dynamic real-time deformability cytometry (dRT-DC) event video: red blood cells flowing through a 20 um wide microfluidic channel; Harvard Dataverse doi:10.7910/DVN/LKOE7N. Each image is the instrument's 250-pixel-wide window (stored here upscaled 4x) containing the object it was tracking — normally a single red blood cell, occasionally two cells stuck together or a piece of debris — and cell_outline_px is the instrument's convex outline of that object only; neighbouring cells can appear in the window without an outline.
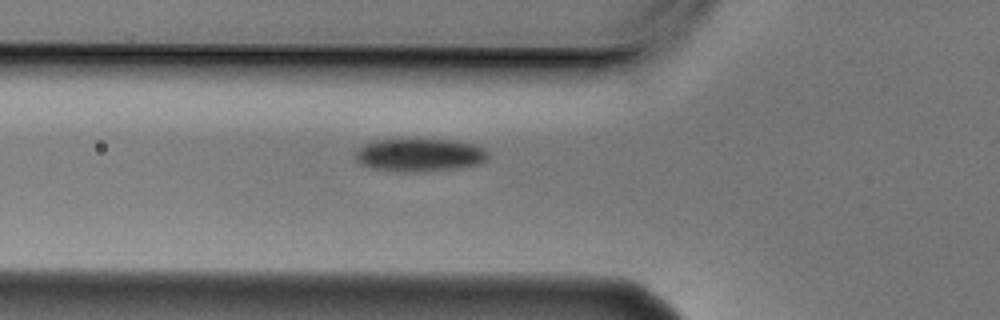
{"species": "Egyptian fruit bat (a non-hibernating species)", "species_latin": "Rousettus aegyptiacus", "temperature_condition": "cold", "stored_images_in_passage": 5, "camera_frame_rate_fps": 3000, "um_per_image_px": 0.085, "animal": {"sex": "male"}, "frame": {"image": 1, "passage_image": 5, "time_ms": 1.333, "image_size_px": [1000, 320], "cell_outline_px": [[488, 156], [480, 164], [460, 168], [420, 172], [396, 172], [372, 168], [360, 164], [352, 156], [352, 152], [364, 144], [376, 140], [448, 140], [472, 144], [484, 148], [488, 152]], "centroid_in_image_um": [35.6, 13.2], "position_along_channel_um": 90.2, "area_um2": 25.72}}